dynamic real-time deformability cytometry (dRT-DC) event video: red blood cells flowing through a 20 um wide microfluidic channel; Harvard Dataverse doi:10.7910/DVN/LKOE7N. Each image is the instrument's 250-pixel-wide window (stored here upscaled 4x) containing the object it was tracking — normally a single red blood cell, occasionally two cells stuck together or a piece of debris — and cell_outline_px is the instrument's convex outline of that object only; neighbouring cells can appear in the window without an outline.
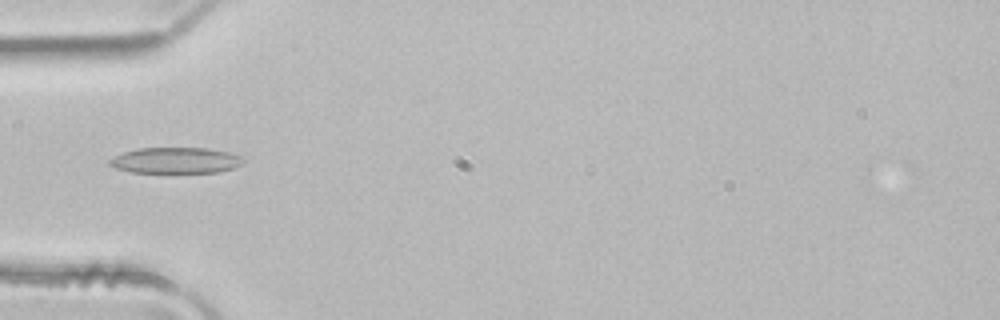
{"species": "common noctule bat (a hibernating species)", "species_latin": "Nyctalus noctula", "temperature_condition": "room temperature", "stored_images_in_passage": 4, "camera_frame_rate_fps": 3000, "um_per_image_px": 0.085, "animal": {"sex": "male", "body_mass_g": 21.5, "forearm_length_mm": 52.0}, "frame": {"image": 1, "passage_image": 4, "time_ms": 1.0, "image_size_px": [1000, 320], "cell_outline_px": [[244, 160], [240, 164], [232, 168], [220, 172], [132, 172], [116, 168], [108, 164], [108, 160], [124, 152], [140, 148], [208, 148], [228, 152], [244, 156]], "centroid_in_image_um": [14.95, 13.63], "position_along_channel_um": 70.0, "area_um2": 20.06}}